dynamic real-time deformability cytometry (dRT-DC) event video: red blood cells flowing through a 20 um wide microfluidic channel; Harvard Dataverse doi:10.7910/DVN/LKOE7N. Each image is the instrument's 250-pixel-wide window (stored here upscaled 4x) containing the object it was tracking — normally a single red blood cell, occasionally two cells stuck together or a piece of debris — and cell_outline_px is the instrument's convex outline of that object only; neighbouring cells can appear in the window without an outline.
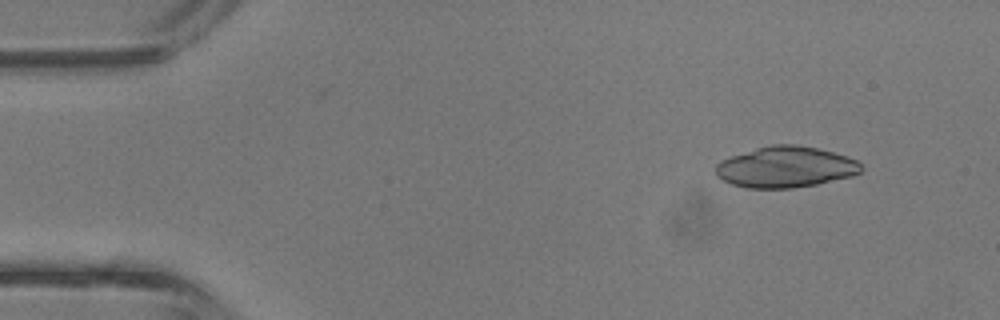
{"species": "common noctule bat (a hibernating species)", "species_latin": "Nyctalus noctula", "temperature_condition": "room temperature", "stored_images_in_passage": 2, "camera_frame_rate_fps": 3000, "um_per_image_px": 0.085, "animal": {"sex": "male", "body_mass_g": 13.3}, "frame": {"image": 1, "passage_image": 2, "time_ms": 0.333, "image_size_px": [1000, 320], "cell_outline_px": [[864, 168], [860, 172], [852, 176], [816, 184], [792, 188], [748, 188], [732, 184], [716, 176], [716, 164], [732, 156], [756, 148], [772, 144], [796, 144], [816, 148], [848, 156], [856, 160]], "centroid_in_image_um": [66.8, 14.2], "position_along_channel_um": 18.2, "area_um2": 34.56}}